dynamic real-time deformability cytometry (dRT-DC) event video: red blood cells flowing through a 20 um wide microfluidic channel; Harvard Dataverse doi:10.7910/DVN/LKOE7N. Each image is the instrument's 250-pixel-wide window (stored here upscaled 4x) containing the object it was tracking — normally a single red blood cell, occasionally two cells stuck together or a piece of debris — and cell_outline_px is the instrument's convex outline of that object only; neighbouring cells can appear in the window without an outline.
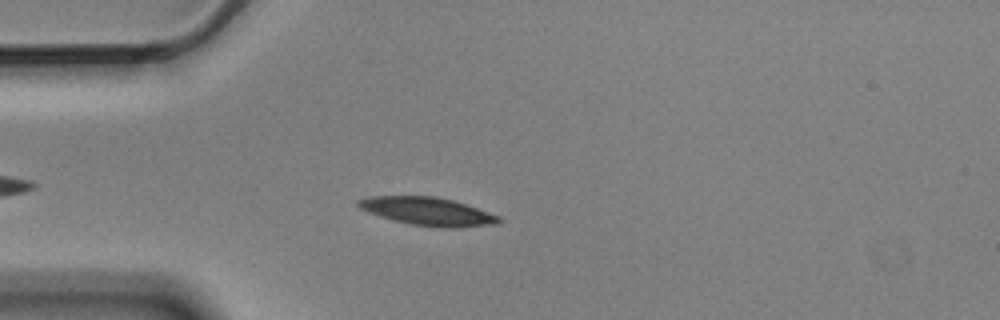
{"species": "Egyptian fruit bat (a non-hibernating species)", "species_latin": "Rousettus aegyptiacus", "temperature_condition": "cold", "stored_images_in_passage": 4, "camera_frame_rate_fps": 3000, "um_per_image_px": 0.085, "animal": {"sex": "male"}, "frame": {"image": 1, "passage_image": 4, "time_ms": 1.0, "image_size_px": [1000, 320], "cell_outline_px": [[500, 220], [496, 224], [456, 228], [440, 228], [412, 224], [380, 216], [368, 212], [360, 208], [356, 204], [356, 200], [368, 196], [436, 196], [452, 200], [500, 216]], "centroid_in_image_um": [36.33, 17.96], "position_along_channel_um": 48.7, "area_um2": 22.83}}